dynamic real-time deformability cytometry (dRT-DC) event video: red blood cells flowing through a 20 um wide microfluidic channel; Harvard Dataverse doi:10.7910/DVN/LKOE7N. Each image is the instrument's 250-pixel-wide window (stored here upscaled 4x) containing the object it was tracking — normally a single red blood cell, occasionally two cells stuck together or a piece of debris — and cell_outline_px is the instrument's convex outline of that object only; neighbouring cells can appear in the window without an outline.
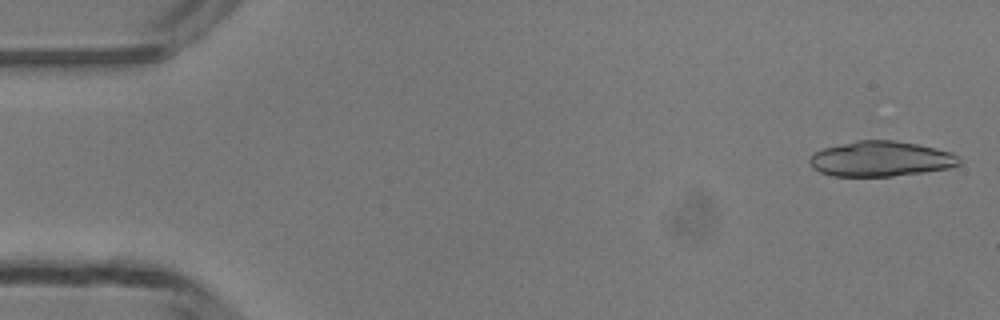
{"species": "common noctule bat (a hibernating species)", "species_latin": "Nyctalus noctula", "temperature_condition": "room temperature", "stored_images_in_passage": 16, "camera_frame_rate_fps": 3000, "um_per_image_px": 0.085, "animal": {"sex": "male", "body_mass_g": 13.3}, "frame": {"image": 1, "passage_image": 1, "time_ms": 0.0, "image_size_px": [1000, 320], "cell_outline_px": [[960, 164], [948, 168], [924, 172], [892, 176], [832, 176], [820, 172], [812, 168], [808, 160], [816, 152], [824, 148], [856, 140], [896, 140], [936, 148], [952, 152], [960, 160]], "centroid_in_image_um": [74.86, 13.5], "position_along_channel_um": 10.1, "area_um2": 30.63}}